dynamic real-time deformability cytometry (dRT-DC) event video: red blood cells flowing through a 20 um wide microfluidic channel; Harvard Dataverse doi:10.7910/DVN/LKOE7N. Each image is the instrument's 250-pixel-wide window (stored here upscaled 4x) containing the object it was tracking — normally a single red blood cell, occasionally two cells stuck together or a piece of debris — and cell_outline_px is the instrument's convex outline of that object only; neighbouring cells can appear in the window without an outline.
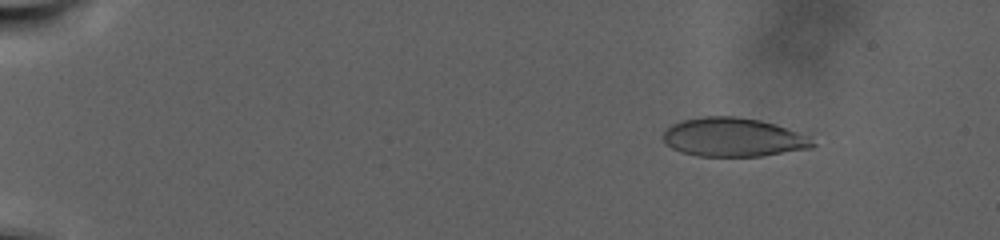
{"species": "human", "species_latin": "Homo sapiens", "temperature_condition": "warm", "stored_images_in_passage": 103, "camera_frame_rate_fps": 3000, "um_per_image_px": 0.085, "donor": {"sex": "male"}, "frame": {"image": 1, "passage_image": 14, "time_ms": 4.333, "image_size_px": [1000, 240], "cell_outline_px": [[816, 144], [812, 148], [764, 156], [700, 156], [680, 152], [664, 144], [664, 132], [672, 124], [684, 120], [704, 116], [736, 116], [760, 120], [808, 136]], "centroid_in_image_um": [62.31, 11.68], "position_along_channel_um": 22.7, "area_um2": 33.64}}
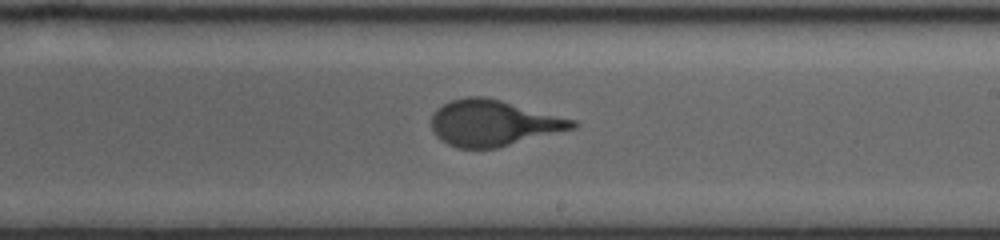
{"frame": {"image": 2, "passage_image": 65, "time_ms": 21.333, "image_size_px": [1000, 240], "cell_outline_px": [[580, 124], [576, 128], [496, 148], [456, 148], [440, 140], [432, 132], [432, 116], [436, 108], [452, 100], [468, 96], [484, 96], [500, 100], [576, 120]], "centroid_in_image_um": [41.92, 10.46], "position_along_channel_um": 247.1, "area_um2": 37.74}}
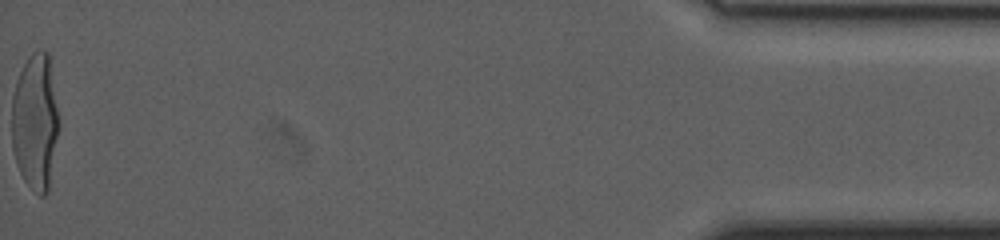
{"frame": {"image": 3, "passage_image": 103, "time_ms": 34.0, "image_size_px": [1000, 240], "cell_outline_px": [[60, 124], [48, 192], [44, 196], [40, 196], [24, 180], [16, 164], [12, 148], [12, 96], [16, 80], [28, 56], [32, 52], [44, 48], [52, 56]], "centroid_in_image_um": [3.03, 10.26], "position_along_channel_um": 432.2, "area_um2": 38.61}, "authors_computed_cell_mechanics": {"area_um2": 36.9342, "velocity_mm_per_s": 2.1108, "shape_relaxation_time_tau1_ms": 11.3927, "shape_relaxation_time_tau2_ms": null, "deformation_change_tau1": 0.2803, "deformation_change_tau2": null}}